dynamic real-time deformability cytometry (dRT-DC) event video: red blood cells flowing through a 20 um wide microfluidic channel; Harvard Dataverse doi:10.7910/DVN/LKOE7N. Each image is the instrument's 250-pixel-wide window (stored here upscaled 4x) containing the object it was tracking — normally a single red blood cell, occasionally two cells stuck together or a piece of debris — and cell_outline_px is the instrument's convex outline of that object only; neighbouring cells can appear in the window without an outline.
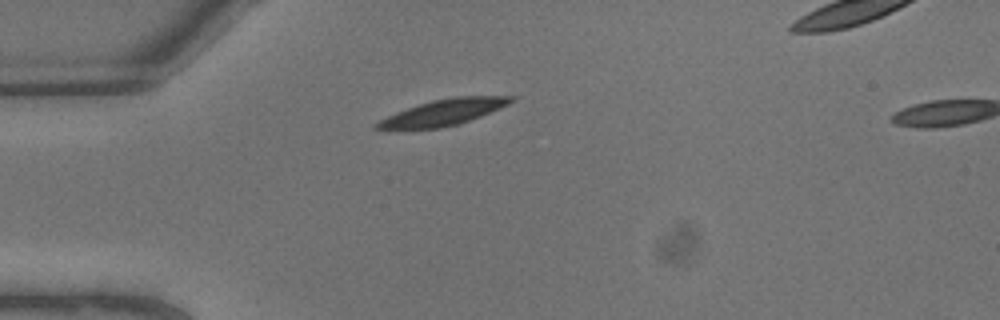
{"species": "common noctule bat (a hibernating species)", "species_latin": "Nyctalus noctula", "temperature_condition": "warm", "stored_images_in_passage": 3, "camera_frame_rate_fps": 3000, "um_per_image_px": 0.085, "animal": {"sex": "male", "body_mass_g": 13.3}, "frame": {"image": 1, "passage_image": 1, "time_ms": 0.0, "image_size_px": [1000, 320], "cell_outline_px": [[516, 100], [508, 104], [480, 116], [460, 124], [440, 128], [372, 128], [372, 124], [396, 112], [432, 100], [452, 96], [516, 96]], "centroid_in_image_um": [37.73, 9.53], "position_along_channel_um": 47.3, "area_um2": 20.0}}
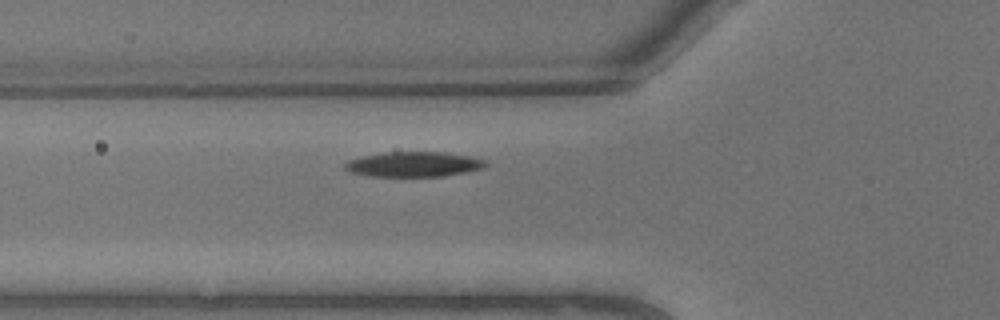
{"frame": {"image": 2, "passage_image": 3, "time_ms": 0.667, "image_size_px": [1000, 320], "cell_outline_px": [[488, 164], [484, 168], [444, 176], [372, 176], [348, 172], [344, 168], [344, 164], [348, 160], [364, 156], [384, 152], [444, 152], [468, 156], [484, 160]], "centroid_in_image_um": [35.14, 13.96], "position_along_channel_um": 90.7, "area_um2": 20.4}}